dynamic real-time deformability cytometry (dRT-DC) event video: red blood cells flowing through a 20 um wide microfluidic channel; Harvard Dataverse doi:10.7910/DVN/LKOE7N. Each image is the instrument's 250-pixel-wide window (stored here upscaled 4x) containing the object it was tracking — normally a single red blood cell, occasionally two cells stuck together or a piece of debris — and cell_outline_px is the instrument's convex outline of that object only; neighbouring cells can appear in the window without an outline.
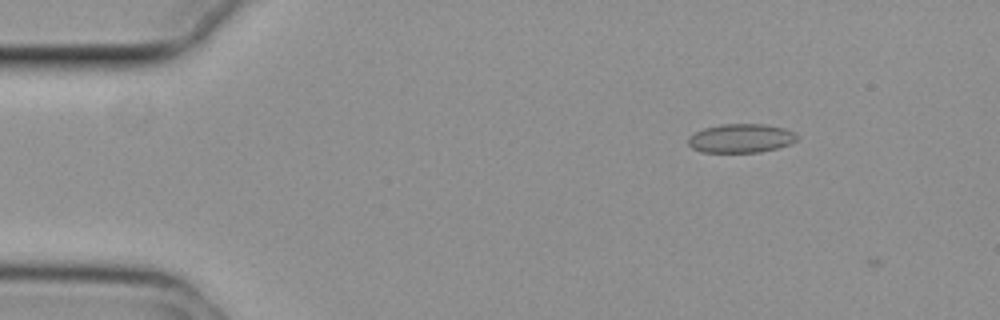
{"species": "common noctule bat (a hibernating species)", "species_latin": "Nyctalus noctula", "temperature_condition": "cold", "stored_images_in_passage": 6, "camera_frame_rate_fps": 3000, "um_per_image_px": 0.085, "animal": {"sex": "female", "body_mass_g": 29.2, "forearm_length_mm": 56.3}, "frame": {"image": 1, "passage_image": 4, "time_ms": 1.0, "image_size_px": [1000, 320], "cell_outline_px": [[796, 140], [788, 144], [776, 148], [760, 152], [700, 152], [692, 148], [688, 144], [688, 136], [704, 128], [720, 124], [764, 124], [784, 128], [792, 132], [796, 136]], "centroid_in_image_um": [62.92, 11.75], "position_along_channel_um": 22.1, "area_um2": 18.15}}